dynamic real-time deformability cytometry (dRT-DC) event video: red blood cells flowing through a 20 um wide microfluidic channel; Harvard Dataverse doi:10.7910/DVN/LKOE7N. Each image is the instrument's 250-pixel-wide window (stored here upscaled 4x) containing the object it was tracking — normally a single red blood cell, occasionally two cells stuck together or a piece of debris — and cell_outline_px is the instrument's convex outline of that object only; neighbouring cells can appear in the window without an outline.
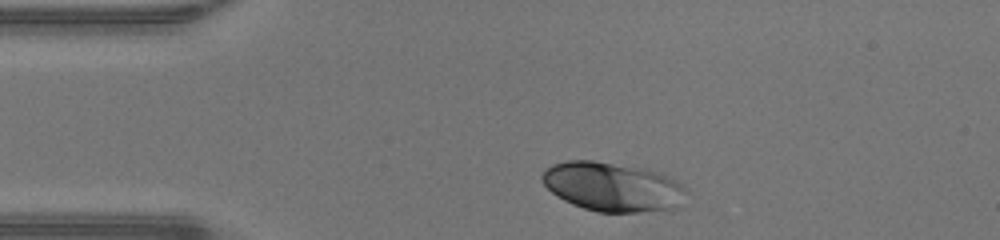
{"species": "human", "species_latin": "Homo sapiens", "temperature_condition": "warm", "stored_images_in_passage": 30, "camera_frame_rate_fps": 3000, "um_per_image_px": 0.085, "donor": {"sex": "male"}, "frame": {"image": 1, "passage_image": 1, "time_ms": 0.0, "image_size_px": [1000, 240], "cell_outline_px": [[688, 192], [676, 208], [636, 212], [596, 212], [572, 204], [556, 196], [540, 180], [540, 176], [552, 164], [568, 160], [592, 160], [644, 168], [684, 184]], "centroid_in_image_um": [52.04, 15.88], "position_along_channel_um": 33.0, "area_um2": 41.1}}
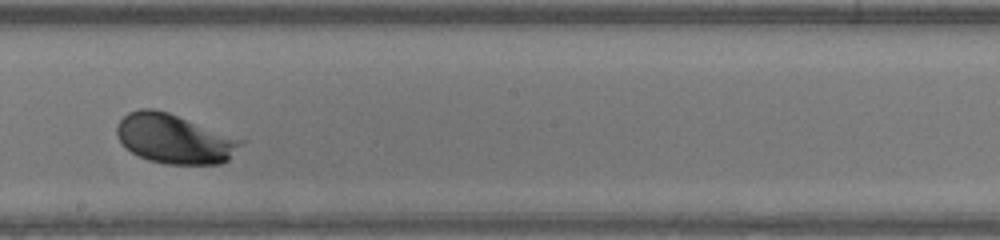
{"frame": {"image": 2, "passage_image": 18, "time_ms": 5.667, "image_size_px": [1000, 240], "cell_outline_px": [[244, 140], [228, 160], [220, 164], [164, 164], [148, 160], [132, 152], [120, 140], [116, 132], [116, 124], [128, 112], [140, 108], [152, 108], [168, 112]], "centroid_in_image_um": [14.8, 11.79], "position_along_channel_um": 233.4, "area_um2": 35.37}}
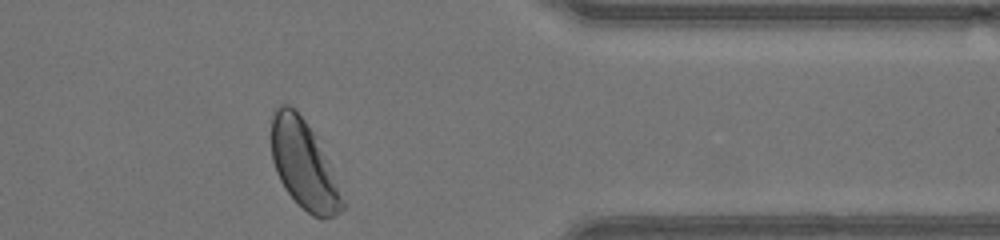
{"frame": {"image": 3, "passage_image": 30, "time_ms": 9.667, "image_size_px": [1000, 240], "cell_outline_px": [[344, 208], [340, 212], [324, 220], [320, 220], [312, 216], [284, 188], [276, 172], [272, 160], [272, 112], [280, 104], [288, 104], [296, 108], [316, 136], [344, 200]], "centroid_in_image_um": [25.8, 13.98], "position_along_channel_um": 385.6, "area_um2": 36.07}, "authors_computed_cell_mechanics": {"area_um2": 35.5181, "velocity_mm_per_s": 4.2762, "shape_relaxation_time_tau1_ms": 1.233, "shape_relaxation_time_tau2_ms": null, "deformation_change_tau1": 0.1268, "deformation_change_tau2": null}}